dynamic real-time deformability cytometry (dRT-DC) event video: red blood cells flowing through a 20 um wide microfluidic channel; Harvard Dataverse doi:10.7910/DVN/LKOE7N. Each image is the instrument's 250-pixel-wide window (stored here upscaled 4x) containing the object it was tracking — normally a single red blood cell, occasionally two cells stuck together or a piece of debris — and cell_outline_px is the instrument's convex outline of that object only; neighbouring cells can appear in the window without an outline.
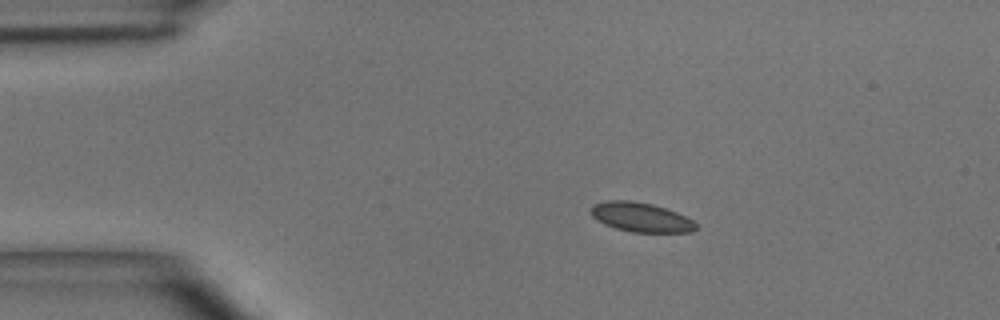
{"species": "common noctule bat (a hibernating species)", "species_latin": "Nyctalus noctula", "temperature_condition": "room temperature", "stored_images_in_passage": 49, "camera_frame_rate_fps": 3000, "um_per_image_px": 0.085, "animal": {"sex": "male", "body_mass_g": 15.6}, "frame": {"image": 1, "passage_image": 9, "time_ms": 2.667, "image_size_px": [1000, 320], "cell_outline_px": [[696, 228], [692, 232], [632, 232], [616, 228], [604, 224], [596, 220], [592, 216], [592, 204], [608, 200], [632, 200], [652, 204], [676, 212], [692, 220], [696, 224]], "centroid_in_image_um": [54.45, 18.46], "position_along_channel_um": 30.6, "area_um2": 17.86}}
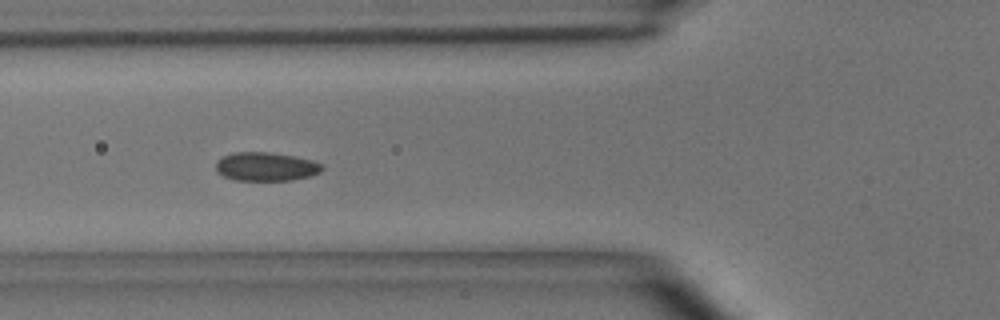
{"frame": {"image": 2, "passage_image": 18, "time_ms": 5.667, "image_size_px": [1000, 320], "cell_outline_px": [[324, 168], [320, 172], [308, 176], [292, 180], [236, 180], [224, 176], [216, 172], [216, 160], [232, 152], [268, 152], [292, 156], [312, 160], [320, 164]], "centroid_in_image_um": [22.56, 14.16], "position_along_channel_um": 103.2, "area_um2": 17.63}}
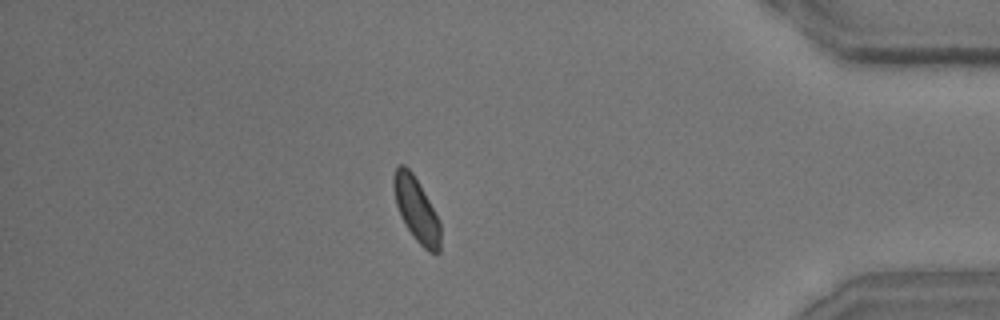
{"frame": {"image": 3, "passage_image": 43, "time_ms": 14.0, "image_size_px": [1000, 320], "cell_outline_px": [[440, 252], [428, 252], [416, 240], [408, 228], [396, 204], [392, 184], [392, 180], [396, 168], [400, 164], [404, 164], [412, 172], [424, 192], [440, 220]], "centroid_in_image_um": [35.4, 17.8], "position_along_channel_um": 399.8, "area_um2": 17.17}, "authors_computed_cell_mechanics": {"area_um2": 17.7446, "velocity_mm_per_s": 4.0168, "shape_relaxation_time_tau1_ms": 3.0532, "shape_relaxation_time_tau2_ms": 1.6987, "deformation_change_tau1": 0.0535, "deformation_change_tau2": 0.0528}}